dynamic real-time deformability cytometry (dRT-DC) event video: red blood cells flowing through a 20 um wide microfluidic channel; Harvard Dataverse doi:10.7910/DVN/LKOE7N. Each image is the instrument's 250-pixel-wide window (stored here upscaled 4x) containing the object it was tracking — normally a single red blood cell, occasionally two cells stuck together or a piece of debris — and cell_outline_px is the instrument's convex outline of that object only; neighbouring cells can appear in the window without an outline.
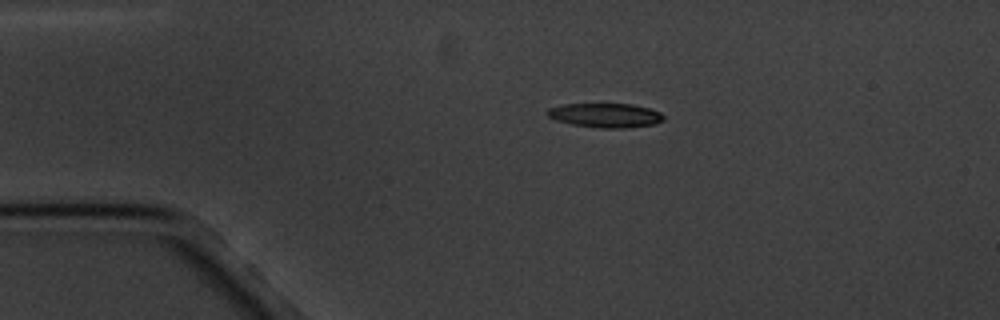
{"species": "common noctule bat (a hibernating species)", "species_latin": "Nyctalus noctula", "temperature_condition": "cold", "stored_images_in_passage": 3, "camera_frame_rate_fps": 3000, "um_per_image_px": 0.085, "animal": {"sex": "male", "body_mass_g": 20.1, "forearm_length_mm": 53.5}, "frame": {"image": 1, "passage_image": 2, "time_ms": 2.0, "image_size_px": [1000, 320], "cell_outline_px": [[664, 120], [656, 124], [628, 128], [600, 128], [572, 124], [556, 120], [548, 116], [544, 112], [548, 108], [564, 104], [632, 104], [648, 108], [660, 112], [664, 116]], "centroid_in_image_um": [51.46, 9.8], "position_along_channel_um": 33.5, "area_um2": 16.53}}